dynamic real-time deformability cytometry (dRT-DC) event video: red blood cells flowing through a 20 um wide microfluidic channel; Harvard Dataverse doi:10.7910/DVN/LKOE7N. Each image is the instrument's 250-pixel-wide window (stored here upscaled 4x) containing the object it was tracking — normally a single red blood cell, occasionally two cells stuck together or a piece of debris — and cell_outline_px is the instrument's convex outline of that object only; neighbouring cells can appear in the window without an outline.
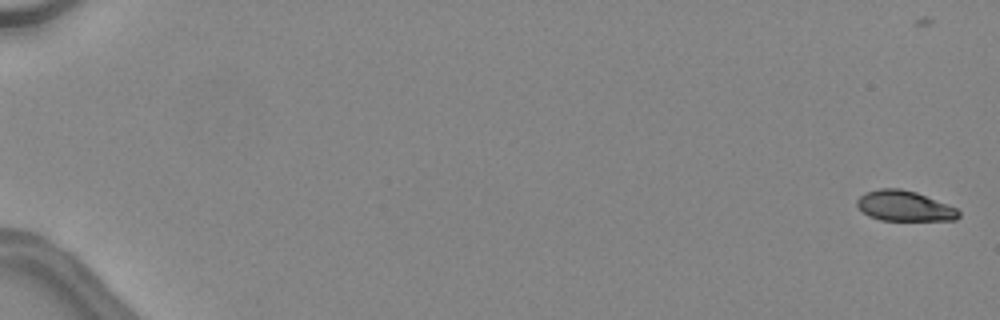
{"species": "common noctule bat (a hibernating species)", "species_latin": "Nyctalus noctula", "temperature_condition": "warm", "stored_images_in_passage": 13, "camera_frame_rate_fps": 3000, "um_per_image_px": 0.085, "animal": {"sex": "female", "body_mass_g": 24.6, "forearm_length_mm": 56.2}, "frame": {"image": 1, "passage_image": 2, "time_ms": 0.333, "image_size_px": [1000, 320], "cell_outline_px": [[960, 216], [956, 220], [880, 220], [868, 216], [856, 204], [856, 200], [864, 192], [880, 188], [900, 188], [916, 192], [956, 208], [960, 212]], "centroid_in_image_um": [76.85, 17.5], "position_along_channel_um": 8.1, "area_um2": 17.92}}